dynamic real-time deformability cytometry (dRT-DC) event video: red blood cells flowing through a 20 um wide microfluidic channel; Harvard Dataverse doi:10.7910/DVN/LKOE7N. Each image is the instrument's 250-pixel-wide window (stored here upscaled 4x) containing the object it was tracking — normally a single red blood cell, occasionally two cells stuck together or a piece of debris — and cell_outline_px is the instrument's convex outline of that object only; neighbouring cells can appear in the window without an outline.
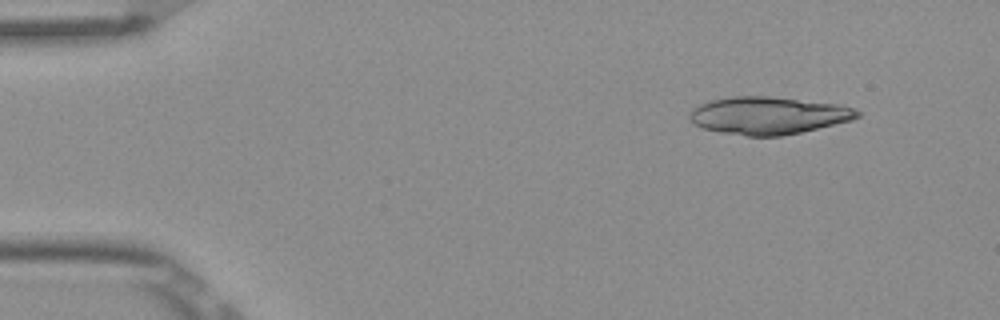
{"species": "Egyptian fruit bat (a non-hibernating species)", "species_latin": "Rousettus aegyptiacus", "temperature_condition": "room temperature", "stored_images_in_passage": 5, "camera_frame_rate_fps": 3000, "um_per_image_px": 0.085, "frame": {"image": 1, "passage_image": 2, "time_ms": 0.333, "image_size_px": [1000, 320], "cell_outline_px": [[860, 116], [852, 120], [784, 136], [748, 136], [720, 132], [704, 128], [692, 124], [688, 116], [700, 104], [712, 100], [732, 96], [768, 96], [836, 104], [856, 108], [860, 112]], "centroid_in_image_um": [65.32, 9.82], "position_along_channel_um": 19.7, "area_um2": 36.47}}